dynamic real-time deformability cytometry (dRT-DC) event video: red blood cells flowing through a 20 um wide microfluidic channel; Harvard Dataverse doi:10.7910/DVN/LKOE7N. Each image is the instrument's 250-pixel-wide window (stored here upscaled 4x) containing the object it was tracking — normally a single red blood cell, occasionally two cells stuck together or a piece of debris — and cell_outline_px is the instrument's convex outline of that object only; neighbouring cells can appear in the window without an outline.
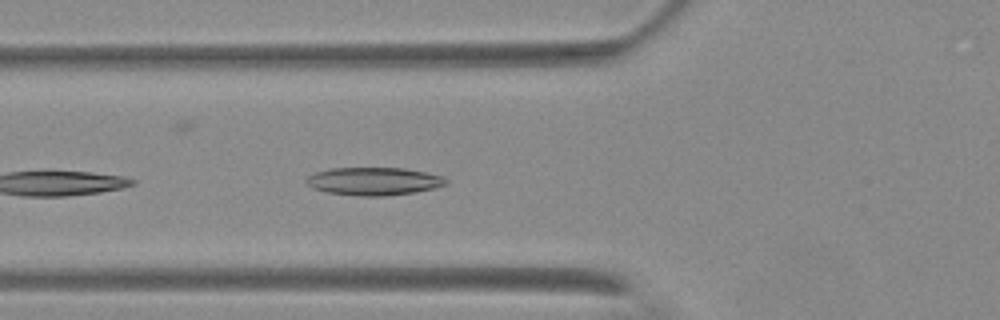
{"species": "Egyptian fruit bat (a non-hibernating species)", "species_latin": "Rousettus aegyptiacus", "temperature_condition": "warm", "stored_images_in_passage": 11, "camera_frame_rate_fps": 3000, "um_per_image_px": 0.085, "animal": {"sex": "female"}, "frame": {"image": 1, "passage_image": 4, "time_ms": 1.0, "image_size_px": [1000, 320], "cell_outline_px": [[448, 184], [416, 192], [384, 196], [364, 196], [328, 192], [312, 188], [304, 180], [308, 176], [316, 172], [332, 168], [404, 168], [444, 176], [448, 180]], "centroid_in_image_um": [31.79, 15.4], "position_along_channel_um": 94.0, "area_um2": 22.6}}